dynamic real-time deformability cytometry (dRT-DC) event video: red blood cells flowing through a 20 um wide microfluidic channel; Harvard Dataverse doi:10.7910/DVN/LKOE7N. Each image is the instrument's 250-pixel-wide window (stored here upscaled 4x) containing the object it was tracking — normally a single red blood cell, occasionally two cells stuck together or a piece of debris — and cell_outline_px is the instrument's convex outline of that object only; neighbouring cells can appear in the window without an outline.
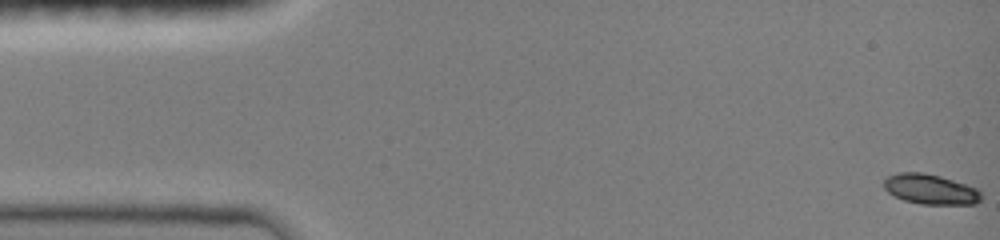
{"species": "common noctule bat (a hibernating species)", "species_latin": "Nyctalus noctula", "temperature_condition": "room temperature", "stored_images_in_passage": 48, "camera_frame_rate_fps": 3000, "um_per_image_px": 0.085, "animal": {"sex": "female", "body_mass_g": 19.0, "forearm_length_mm": 51.5}, "frame": {"image": 1, "passage_image": 1, "time_ms": 0.0, "image_size_px": [1000, 240], "cell_outline_px": [[980, 200], [976, 204], [920, 204], [904, 200], [888, 192], [884, 188], [884, 180], [888, 176], [896, 172], [924, 172], [940, 176], [976, 188], [980, 192]], "centroid_in_image_um": [79.05, 16.08], "position_along_channel_um": 5.9, "area_um2": 16.94}}
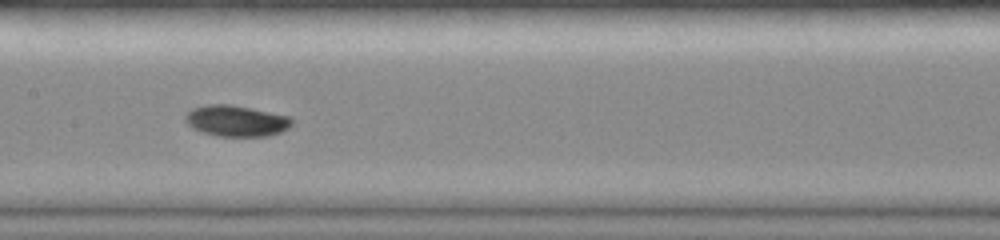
{"frame": {"image": 2, "passage_image": 24, "time_ms": 7.667, "image_size_px": [1000, 240], "cell_outline_px": [[292, 124], [288, 128], [280, 132], [268, 136], [216, 136], [200, 132], [192, 128], [184, 120], [184, 116], [192, 108], [208, 104], [228, 104], [292, 116]], "centroid_in_image_um": [20.06, 10.28], "position_along_channel_um": 187.3, "area_um2": 19.42}}
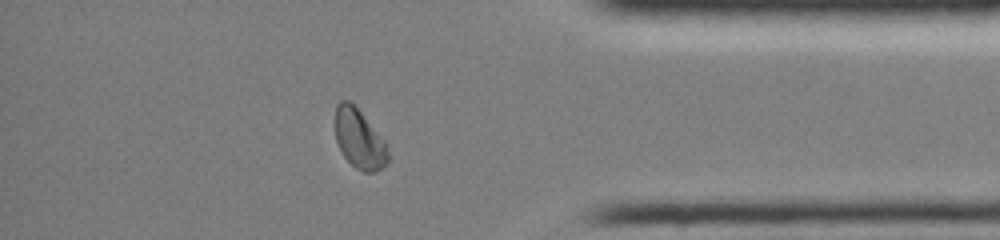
{"frame": {"image": 3, "passage_image": 41, "time_ms": 13.333, "image_size_px": [1000, 240], "cell_outline_px": [[388, 160], [376, 172], [364, 172], [356, 168], [344, 156], [336, 140], [336, 104], [340, 100], [348, 100], [356, 104], [384, 140], [388, 152]], "centroid_in_image_um": [30.53, 11.76], "position_along_channel_um": 404.7, "area_um2": 18.21}, "authors_computed_cell_mechanics": {"area_um2": 18.2937, "velocity_mm_per_s": 4.0539, "shape_relaxation_time_tau1_ms": 2.927, "shape_relaxation_time_tau2_ms": null, "deformation_change_tau1": 0.1142, "deformation_change_tau2": null}}